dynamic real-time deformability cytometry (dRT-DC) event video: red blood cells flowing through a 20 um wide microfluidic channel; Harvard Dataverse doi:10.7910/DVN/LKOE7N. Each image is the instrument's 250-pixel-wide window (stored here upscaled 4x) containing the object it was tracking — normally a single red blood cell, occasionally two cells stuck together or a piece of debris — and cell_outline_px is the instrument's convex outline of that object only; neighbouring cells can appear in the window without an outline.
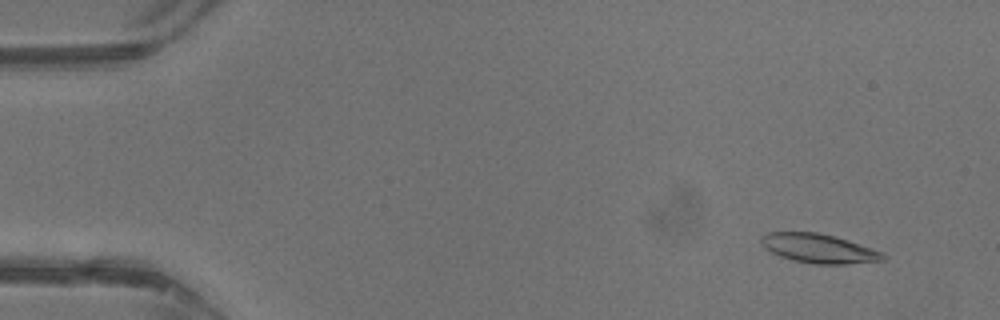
{"species": "common noctule bat (a hibernating species)", "species_latin": "Nyctalus noctula", "temperature_condition": "warm", "stored_images_in_passage": 42, "camera_frame_rate_fps": 3000, "um_per_image_px": 0.085, "animal": {"sex": "male", "body_mass_g": 13.3}, "frame": {"image": 1, "passage_image": 3, "time_ms": 0.667, "image_size_px": [1000, 320], "cell_outline_px": [[884, 260], [848, 264], [812, 264], [792, 260], [780, 256], [764, 248], [760, 240], [760, 236], [768, 232], [816, 232], [836, 236], [884, 252]], "centroid_in_image_um": [69.58, 21.11], "position_along_channel_um": 15.4, "area_um2": 20.81}}
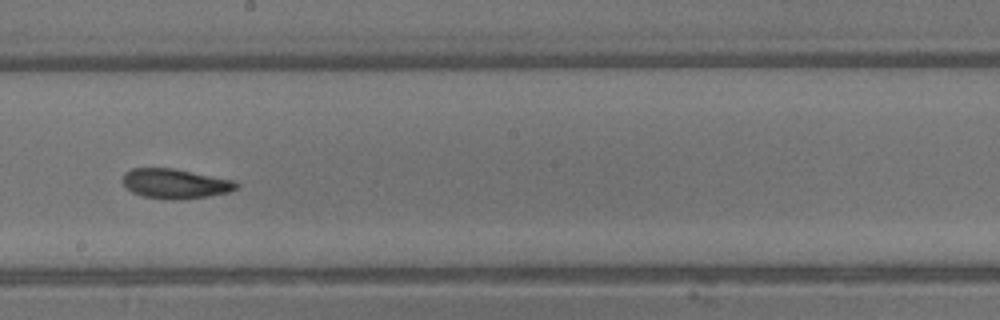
{"frame": {"image": 2, "passage_image": 24, "time_ms": 7.667, "image_size_px": [1000, 320], "cell_outline_px": [[240, 188], [232, 192], [208, 196], [172, 200], [144, 196], [132, 192], [124, 184], [124, 172], [132, 168], [172, 168], [236, 180], [240, 184]], "centroid_in_image_um": [14.98, 15.6], "position_along_channel_um": 233.2, "area_um2": 19.77}}
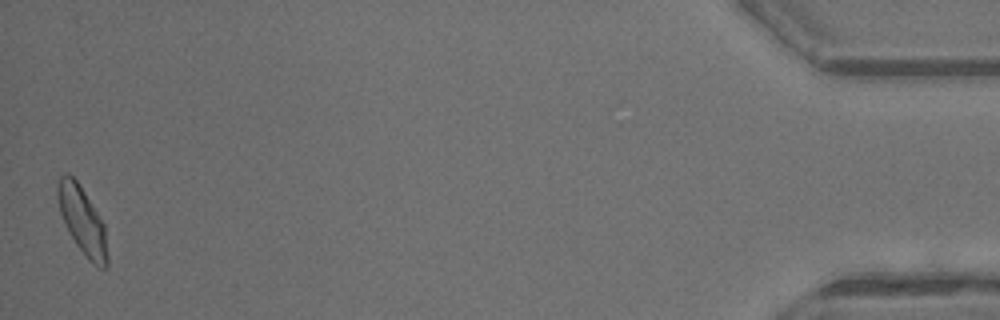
{"frame": {"image": 3, "passage_image": 42, "time_ms": 13.667, "image_size_px": [1000, 320], "cell_outline_px": [[108, 264], [104, 268], [100, 268], [88, 260], [76, 244], [60, 212], [56, 192], [56, 188], [60, 176], [64, 172], [68, 172], [76, 180], [84, 192], [104, 224], [108, 256]], "centroid_in_image_um": [7.0, 18.74], "position_along_channel_um": 428.2, "area_um2": 19.19}, "authors_computed_cell_mechanics": {"area_um2": 19.652, "velocity_mm_per_s": 4.8474, "shape_relaxation_time_tau1_ms": null, "shape_relaxation_time_tau2_ms": 3.7989, "deformation_change_tau1": null, "deformation_change_tau2": 0.115}}